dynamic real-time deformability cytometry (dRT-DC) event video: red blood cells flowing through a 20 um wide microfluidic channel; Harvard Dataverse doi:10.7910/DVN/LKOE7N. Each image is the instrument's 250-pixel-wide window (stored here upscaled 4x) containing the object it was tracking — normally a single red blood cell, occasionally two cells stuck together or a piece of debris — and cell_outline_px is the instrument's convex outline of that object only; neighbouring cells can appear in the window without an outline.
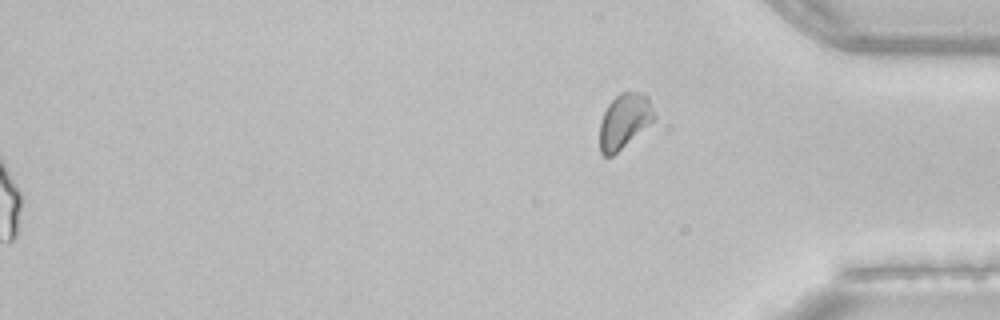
{"species": "common noctule bat (a hibernating species)", "species_latin": "Nyctalus noctula", "temperature_condition": "room temperature", "stored_images_in_passage": 38, "segment_of_instrument_passage": [2, 2], "camera_frame_rate_fps": 3000, "um_per_image_px": 0.085, "animal": {"sex": "female", "body_mass_g": 22.7, "forearm_length_mm": 54.2}, "frame": {"image": 1, "passage_image": 38, "time_ms": 12.333, "image_size_px": [1000, 320], "cell_outline_px": [[656, 120], [612, 156], [604, 156], [600, 152], [600, 120], [608, 104], [620, 92], [644, 92], [648, 96], [656, 112]], "centroid_in_image_um": [53.11, 10.26], "position_along_channel_um": 382.1, "area_um2": 17.69}}